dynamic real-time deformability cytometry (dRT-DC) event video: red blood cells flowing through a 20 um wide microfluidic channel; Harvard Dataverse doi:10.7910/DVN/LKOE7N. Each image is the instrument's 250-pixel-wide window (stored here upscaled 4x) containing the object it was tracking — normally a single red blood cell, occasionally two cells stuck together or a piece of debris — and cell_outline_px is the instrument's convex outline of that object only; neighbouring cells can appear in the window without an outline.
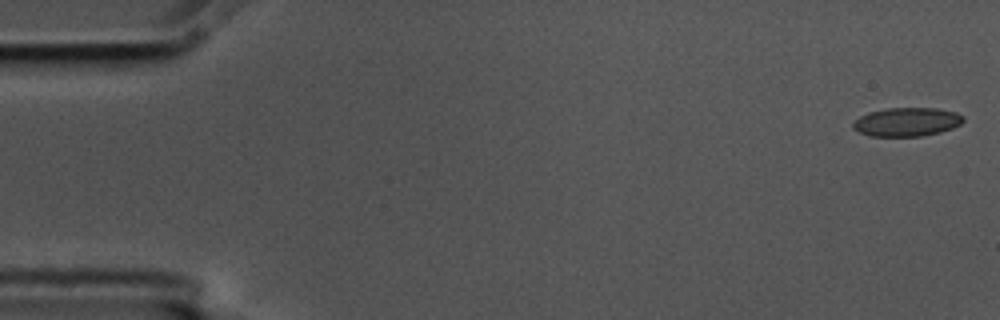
{"species": "common noctule bat (a hibernating species)", "species_latin": "Nyctalus noctula", "temperature_condition": "cold", "stored_images_in_passage": 16, "camera_frame_rate_fps": 3000, "um_per_image_px": 0.085, "animal": {"sex": "male", "body_mass_g": 17.5, "forearm_length_mm": 52.3}, "frame": {"image": 1, "passage_image": 1, "time_ms": 0.0, "image_size_px": [1000, 320], "cell_outline_px": [[964, 120], [960, 124], [952, 128], [940, 132], [924, 136], [868, 136], [852, 128], [852, 124], [860, 116], [868, 112], [888, 108], [936, 108], [956, 112], [964, 116]], "centroid_in_image_um": [77.08, 10.36], "position_along_channel_um": 7.9, "area_um2": 18.5}}
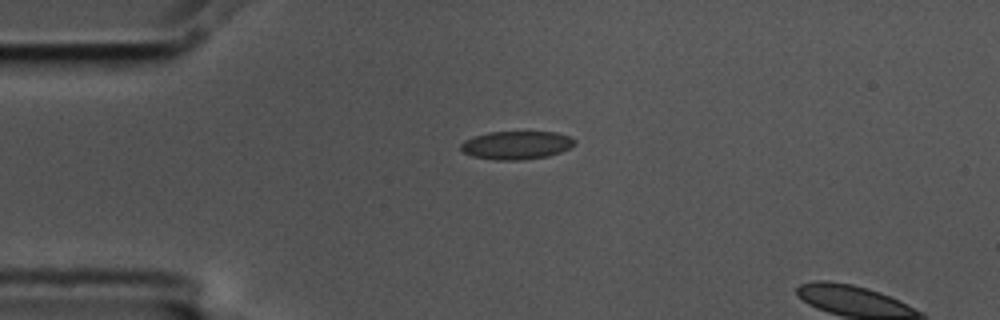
{"frame": {"image": 2, "passage_image": 13, "time_ms": 4.0, "image_size_px": [1000, 320], "cell_outline_px": [[576, 144], [560, 152], [548, 156], [520, 160], [496, 160], [472, 156], [464, 152], [460, 148], [460, 144], [464, 140], [488, 132], [556, 132], [568, 136], [576, 140]], "centroid_in_image_um": [43.89, 12.34], "position_along_channel_um": 41.1, "area_um2": 18.67}}